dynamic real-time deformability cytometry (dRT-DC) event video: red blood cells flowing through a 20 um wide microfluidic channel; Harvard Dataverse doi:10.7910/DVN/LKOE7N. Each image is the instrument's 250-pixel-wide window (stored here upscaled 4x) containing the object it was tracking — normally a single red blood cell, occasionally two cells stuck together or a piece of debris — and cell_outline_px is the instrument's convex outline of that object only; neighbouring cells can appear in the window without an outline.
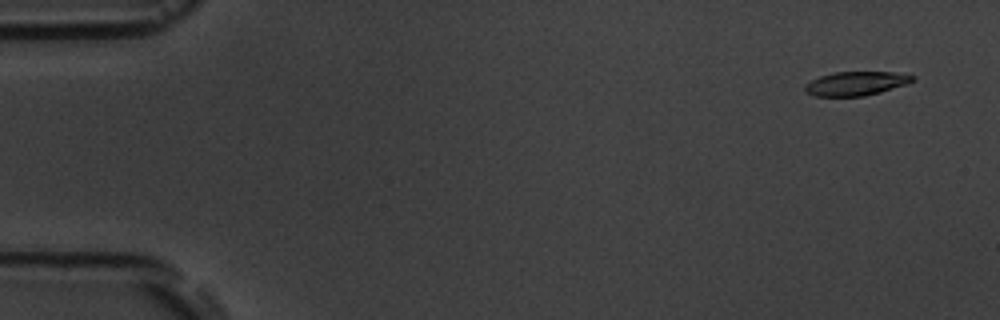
{"species": "common noctule bat (a hibernating species)", "species_latin": "Nyctalus noctula", "temperature_condition": "room temperature", "stored_images_in_passage": 6, "camera_frame_rate_fps": 3000, "um_per_image_px": 0.085, "animal": {"sex": "male", "body_mass_g": 19.5, "forearm_length_mm": 54.6}, "frame": {"image": 1, "passage_image": 1, "time_ms": 0.0, "image_size_px": [1000, 320], "cell_outline_px": [[916, 80], [908, 84], [880, 92], [864, 96], [816, 96], [804, 92], [804, 84], [820, 76], [836, 72], [892, 72], [916, 76]], "centroid_in_image_um": [72.77, 7.1], "position_along_channel_um": 12.2, "area_um2": 15.09}}
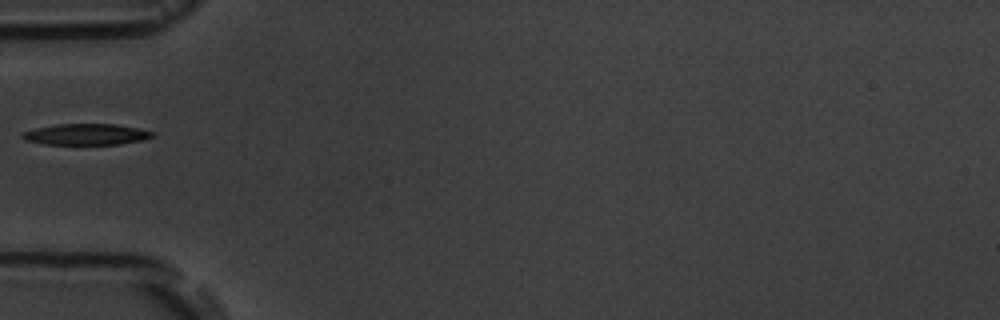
{"frame": {"image": 2, "passage_image": 5, "time_ms": 5.333, "image_size_px": [1000, 320], "cell_outline_px": [[156, 136], [144, 140], [120, 144], [44, 144], [24, 140], [20, 136], [24, 132], [36, 128], [56, 124], [116, 124], [136, 128], [152, 132]], "centroid_in_image_um": [7.33, 11.42], "position_along_channel_um": 77.7, "area_um2": 15.95}}
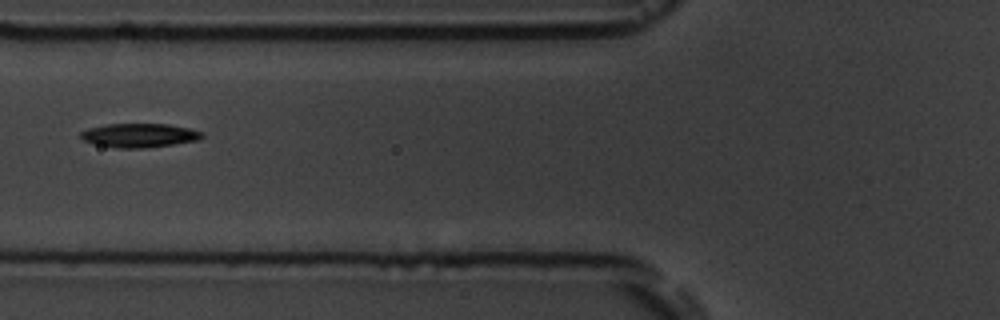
{"frame": {"image": 3, "passage_image": 6, "time_ms": 6.333, "image_size_px": [1000, 320], "cell_outline_px": [[204, 136], [196, 140], [172, 144], [144, 148], [116, 148], [96, 144], [84, 140], [80, 136], [80, 132], [88, 128], [108, 124], [168, 124], [188, 128], [204, 132]], "centroid_in_image_um": [11.83, 11.5], "position_along_channel_um": 114.0, "area_um2": 16.76}}